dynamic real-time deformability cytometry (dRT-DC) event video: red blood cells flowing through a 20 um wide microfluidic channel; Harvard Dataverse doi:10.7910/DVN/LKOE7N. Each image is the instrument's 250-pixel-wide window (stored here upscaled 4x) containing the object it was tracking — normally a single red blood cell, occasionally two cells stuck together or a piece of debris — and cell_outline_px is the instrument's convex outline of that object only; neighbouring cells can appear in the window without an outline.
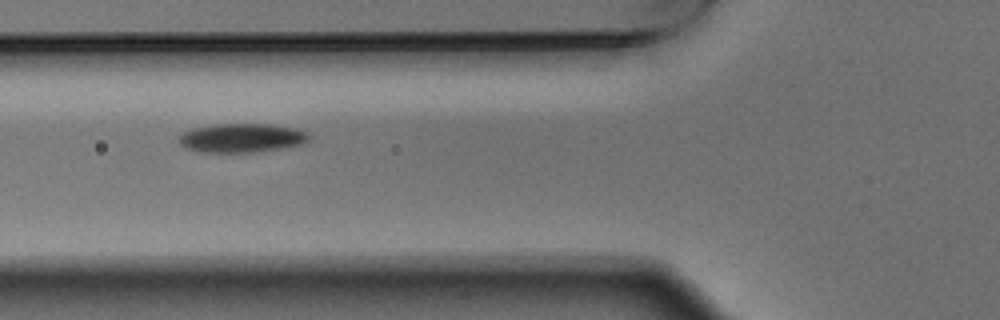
{"species": "Egyptian fruit bat (a non-hibernating species)", "species_latin": "Rousettus aegyptiacus", "temperature_condition": "warm", "stored_images_in_passage": 9, "camera_frame_rate_fps": 3000, "um_per_image_px": 0.085, "animal": {"sex": "male"}, "frame": {"image": 1, "passage_image": 6, "time_ms": 1.667, "image_size_px": [1000, 320], "cell_outline_px": [[312, 136], [308, 140], [300, 144], [280, 148], [252, 152], [200, 152], [184, 148], [180, 144], [180, 136], [184, 132], [192, 128], [212, 124], [268, 124], [296, 128], [308, 132]], "centroid_in_image_um": [20.54, 11.71], "position_along_channel_um": 105.3, "area_um2": 21.91}}
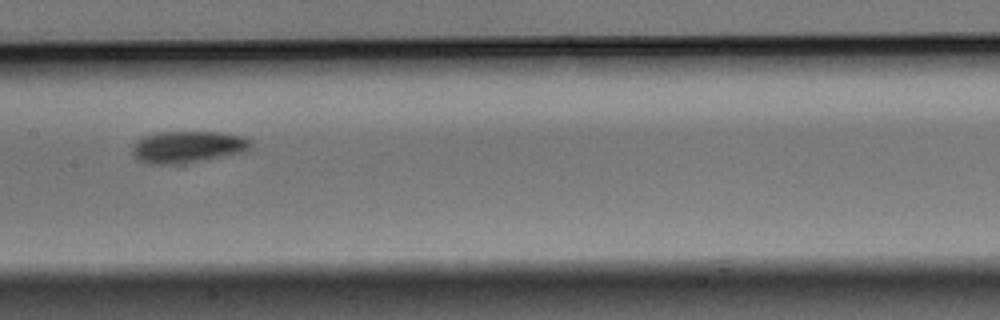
{"frame": {"image": 2, "passage_image": 8, "time_ms": 2.333, "image_size_px": [1000, 320], "cell_outline_px": [[252, 144], [248, 152], [184, 164], [148, 164], [136, 160], [132, 152], [132, 148], [144, 136], [160, 132], [220, 132], [244, 136], [252, 140]], "centroid_in_image_um": [16.02, 12.5], "position_along_channel_um": 191.4, "area_um2": 22.31}}
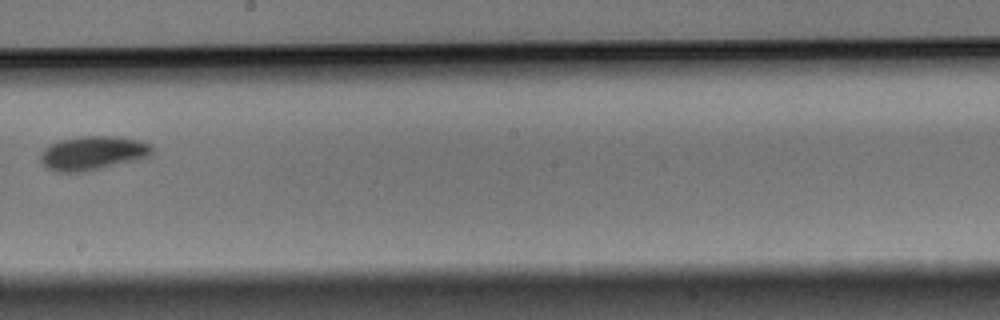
{"frame": {"image": 3, "passage_image": 9, "time_ms": 2.667, "image_size_px": [1000, 320], "cell_outline_px": [[156, 148], [148, 156], [140, 160], [88, 172], [56, 172], [44, 168], [40, 160], [40, 152], [44, 148], [60, 140], [80, 136], [112, 136], [140, 140], [152, 144]], "centroid_in_image_um": [7.91, 13.03], "position_along_channel_um": 240.3, "area_um2": 22.72}}